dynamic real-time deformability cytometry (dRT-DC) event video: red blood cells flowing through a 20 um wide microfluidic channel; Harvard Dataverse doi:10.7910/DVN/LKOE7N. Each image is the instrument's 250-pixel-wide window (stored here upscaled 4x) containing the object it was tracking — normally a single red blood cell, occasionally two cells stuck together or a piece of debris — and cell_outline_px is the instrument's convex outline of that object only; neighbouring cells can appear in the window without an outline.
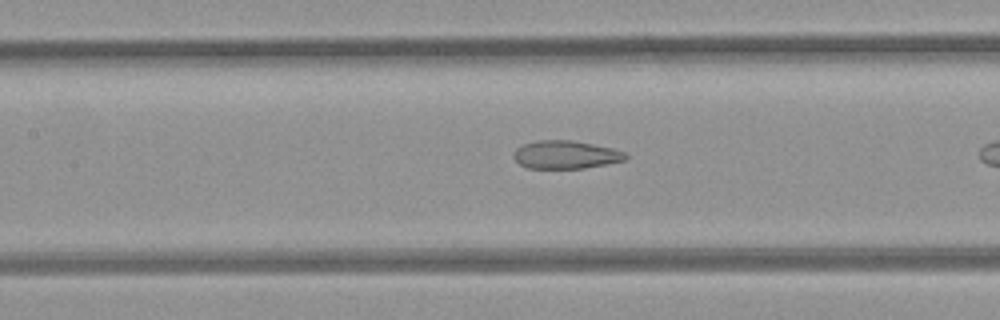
{"species": "common noctule bat (a hibernating species)", "species_latin": "Nyctalus noctula", "temperature_condition": "room temperature", "stored_images_in_passage": 9, "camera_frame_rate_fps": 3000, "um_per_image_px": 0.085, "animal": {"sex": "female", "body_mass_g": 21.9}, "frame": {"image": 1, "passage_image": 8, "time_ms": 2.333, "image_size_px": [1000, 320], "cell_outline_px": [[628, 156], [624, 160], [584, 168], [528, 168], [520, 164], [516, 160], [516, 148], [524, 144], [536, 140], [572, 140], [612, 148], [624, 152]], "centroid_in_image_um": [48.09, 13.14], "position_along_channel_um": 159.3, "area_um2": 17.98}}